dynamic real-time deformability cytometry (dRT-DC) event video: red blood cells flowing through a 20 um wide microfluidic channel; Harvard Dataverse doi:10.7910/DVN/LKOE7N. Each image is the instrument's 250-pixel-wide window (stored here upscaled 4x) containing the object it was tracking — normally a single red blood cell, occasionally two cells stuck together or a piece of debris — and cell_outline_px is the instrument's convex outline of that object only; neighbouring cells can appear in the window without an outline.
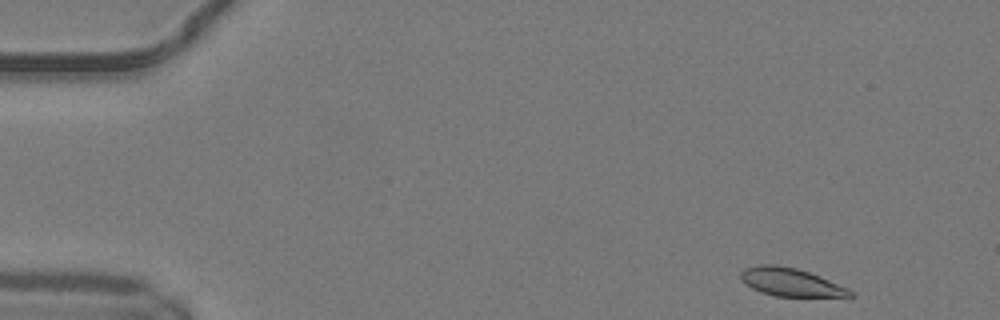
{"species": "common noctule bat (a hibernating species)", "species_latin": "Nyctalus noctula", "temperature_condition": "warm", "stored_images_in_passage": 46, "camera_frame_rate_fps": 3000, "um_per_image_px": 0.085, "animal": {"sex": "male", "body_mass_g": 19.2, "forearm_length_mm": 51.8}, "frame": {"image": 1, "passage_image": 1, "time_ms": 0.0, "image_size_px": [1000, 320], "cell_outline_px": [[852, 296], [772, 296], [760, 292], [744, 284], [740, 280], [740, 272], [744, 268], [760, 264], [776, 264], [796, 268], [820, 276], [848, 288], [852, 292]], "centroid_in_image_um": [67.13, 23.97], "position_along_channel_um": 17.9, "area_um2": 17.92}}
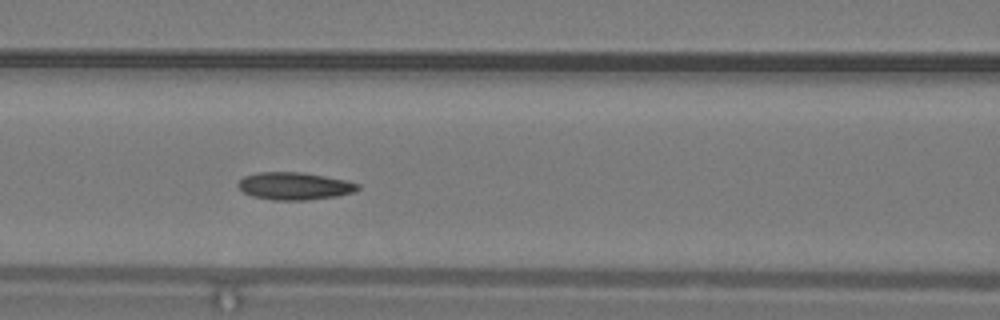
{"frame": {"image": 2, "passage_image": 18, "time_ms": 5.667, "image_size_px": [1000, 320], "cell_outline_px": [[360, 188], [356, 192], [336, 196], [304, 200], [272, 200], [252, 196], [244, 192], [236, 184], [244, 176], [256, 172], [300, 172], [348, 180], [360, 184]], "centroid_in_image_um": [25.05, 15.81], "position_along_channel_um": 141.6, "area_um2": 19.25}}
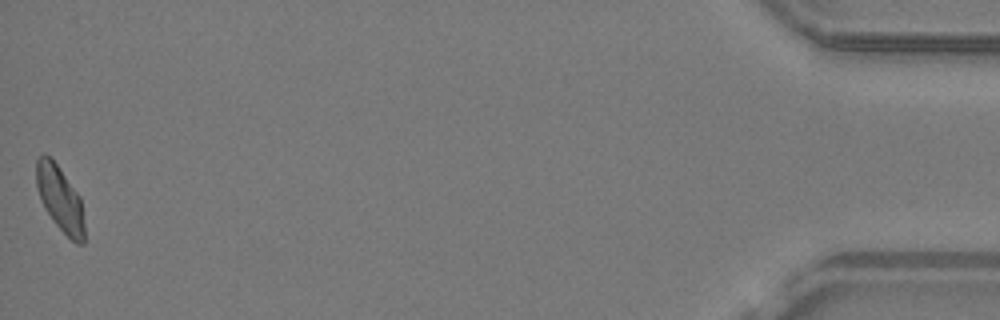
{"frame": {"image": 3, "passage_image": 46, "time_ms": 15.0, "image_size_px": [1000, 320], "cell_outline_px": [[84, 244], [76, 244], [56, 224], [44, 208], [40, 200], [36, 188], [36, 160], [44, 152], [56, 164], [80, 196], [84, 224]], "centroid_in_image_um": [5.08, 16.89], "position_along_channel_um": 430.1, "area_um2": 18.15}, "authors_computed_cell_mechanics": {"area_um2": 18.5538, "velocity_mm_per_s": 4.1382, "shape_relaxation_time_tau1_ms": null, "shape_relaxation_time_tau2_ms": 2.3832, "deformation_change_tau1": null, "deformation_change_tau2": 0.0662}}